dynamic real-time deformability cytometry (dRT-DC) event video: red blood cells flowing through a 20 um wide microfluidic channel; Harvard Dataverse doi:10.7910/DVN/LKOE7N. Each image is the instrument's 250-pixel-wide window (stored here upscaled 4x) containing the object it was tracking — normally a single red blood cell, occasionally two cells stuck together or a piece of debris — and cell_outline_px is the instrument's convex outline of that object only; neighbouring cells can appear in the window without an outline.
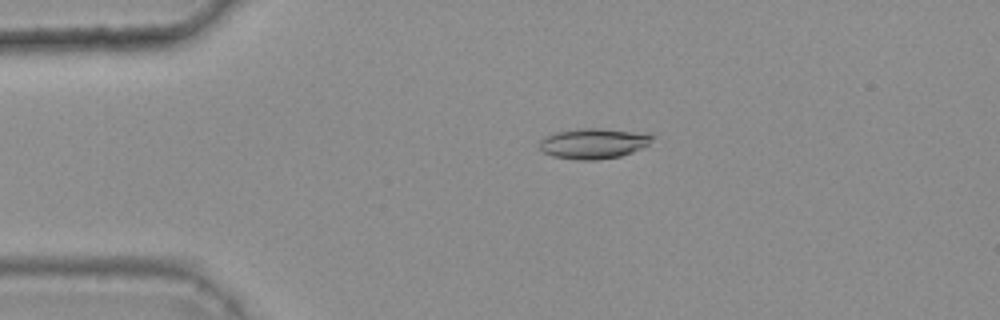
{"species": "common noctule bat (a hibernating species)", "species_latin": "Nyctalus noctula", "temperature_condition": "warm", "stored_images_in_passage": 48, "camera_frame_rate_fps": 3000, "um_per_image_px": 0.085, "animal": {"sex": "female", "body_mass_g": 25.1}, "frame": {"image": 1, "passage_image": 12, "time_ms": 3.667, "image_size_px": [1000, 320], "cell_outline_px": [[656, 136], [644, 148], [620, 156], [596, 160], [576, 160], [552, 156], [544, 152], [540, 148], [540, 140], [544, 136], [556, 132], [580, 128], [600, 128], [644, 132]], "centroid_in_image_um": [50.48, 12.18], "position_along_channel_um": 34.5, "area_um2": 20.23}}
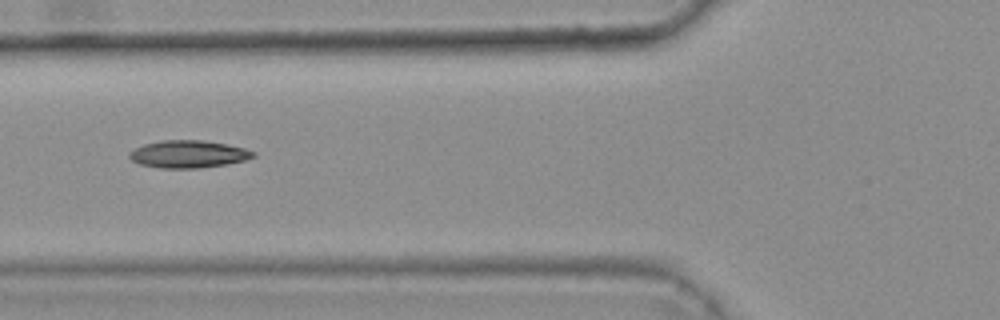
{"frame": {"image": 2, "passage_image": 21, "time_ms": 6.667, "image_size_px": [1000, 320], "cell_outline_px": [[256, 156], [244, 160], [224, 164], [200, 168], [160, 168], [140, 164], [132, 160], [128, 156], [128, 152], [144, 144], [160, 140], [204, 140], [244, 148], [256, 152]], "centroid_in_image_um": [15.98, 13.09], "position_along_channel_um": 109.8, "area_um2": 19.71}}
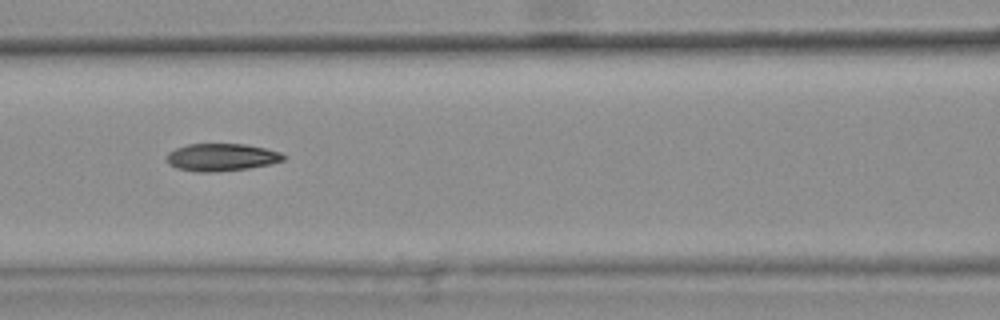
{"frame": {"image": 3, "passage_image": 24, "time_ms": 7.667, "image_size_px": [1000, 320], "cell_outline_px": [[288, 156], [284, 160], [268, 164], [248, 168], [212, 172], [196, 172], [176, 168], [168, 164], [168, 152], [176, 148], [188, 144], [244, 144], [264, 148], [280, 152]], "centroid_in_image_um": [18.82, 13.36], "position_along_channel_um": 147.8, "area_um2": 18.61}, "authors_computed_cell_mechanics": {"area_um2": 19.0451, "velocity_mm_per_s": 3.7838, "shape_relaxation_time_tau1_ms": 5.2661, "shape_relaxation_time_tau2_ms": 7.757, "deformation_change_tau1": 0.1702, "deformation_change_tau2": 0.1529}}